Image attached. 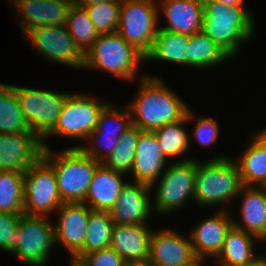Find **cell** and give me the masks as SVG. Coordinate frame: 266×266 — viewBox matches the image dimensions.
I'll list each match as a JSON object with an SVG mask.
<instances>
[{"label":"cell","mask_w":266,"mask_h":266,"mask_svg":"<svg viewBox=\"0 0 266 266\" xmlns=\"http://www.w3.org/2000/svg\"><path fill=\"white\" fill-rule=\"evenodd\" d=\"M140 81L138 94L128 108L132 125L153 132L185 117L189 107L160 78L145 76Z\"/></svg>","instance_id":"6da1fadb"},{"label":"cell","mask_w":266,"mask_h":266,"mask_svg":"<svg viewBox=\"0 0 266 266\" xmlns=\"http://www.w3.org/2000/svg\"><path fill=\"white\" fill-rule=\"evenodd\" d=\"M202 31L231 58L239 51L240 42L253 37L252 15L244 6H228L216 0H203Z\"/></svg>","instance_id":"7a4b0ae2"},{"label":"cell","mask_w":266,"mask_h":266,"mask_svg":"<svg viewBox=\"0 0 266 266\" xmlns=\"http://www.w3.org/2000/svg\"><path fill=\"white\" fill-rule=\"evenodd\" d=\"M53 168L63 203H83L96 169L101 165L81 148L72 147L59 155L45 148L42 156Z\"/></svg>","instance_id":"3957f363"},{"label":"cell","mask_w":266,"mask_h":266,"mask_svg":"<svg viewBox=\"0 0 266 266\" xmlns=\"http://www.w3.org/2000/svg\"><path fill=\"white\" fill-rule=\"evenodd\" d=\"M202 163L197 161L195 176L194 201L198 205L221 204L238 196L243 184L231 158L218 156Z\"/></svg>","instance_id":"277c9868"},{"label":"cell","mask_w":266,"mask_h":266,"mask_svg":"<svg viewBox=\"0 0 266 266\" xmlns=\"http://www.w3.org/2000/svg\"><path fill=\"white\" fill-rule=\"evenodd\" d=\"M142 61H145V57L117 32L99 34L85 53L83 68L102 70L132 82Z\"/></svg>","instance_id":"5b68a950"},{"label":"cell","mask_w":266,"mask_h":266,"mask_svg":"<svg viewBox=\"0 0 266 266\" xmlns=\"http://www.w3.org/2000/svg\"><path fill=\"white\" fill-rule=\"evenodd\" d=\"M156 4L154 0H121L117 33L144 57L159 30Z\"/></svg>","instance_id":"8992f818"},{"label":"cell","mask_w":266,"mask_h":266,"mask_svg":"<svg viewBox=\"0 0 266 266\" xmlns=\"http://www.w3.org/2000/svg\"><path fill=\"white\" fill-rule=\"evenodd\" d=\"M12 87L26 122L43 140L44 148H48L44 138L54 129L68 94L15 85Z\"/></svg>","instance_id":"52a82bcc"},{"label":"cell","mask_w":266,"mask_h":266,"mask_svg":"<svg viewBox=\"0 0 266 266\" xmlns=\"http://www.w3.org/2000/svg\"><path fill=\"white\" fill-rule=\"evenodd\" d=\"M55 244L54 225L46 216L21 214L11 253L26 264L43 266Z\"/></svg>","instance_id":"ba28073f"},{"label":"cell","mask_w":266,"mask_h":266,"mask_svg":"<svg viewBox=\"0 0 266 266\" xmlns=\"http://www.w3.org/2000/svg\"><path fill=\"white\" fill-rule=\"evenodd\" d=\"M62 204L55 172L41 157L24 173V214L46 216Z\"/></svg>","instance_id":"9c48e42d"},{"label":"cell","mask_w":266,"mask_h":266,"mask_svg":"<svg viewBox=\"0 0 266 266\" xmlns=\"http://www.w3.org/2000/svg\"><path fill=\"white\" fill-rule=\"evenodd\" d=\"M197 160L183 158L169 165L159 177L158 189L153 204V210L159 213H170L188 201L194 199L195 176Z\"/></svg>","instance_id":"30bf717a"},{"label":"cell","mask_w":266,"mask_h":266,"mask_svg":"<svg viewBox=\"0 0 266 266\" xmlns=\"http://www.w3.org/2000/svg\"><path fill=\"white\" fill-rule=\"evenodd\" d=\"M91 96L68 93L58 121L45 139L52 135H59L88 140L97 126L101 111L107 105Z\"/></svg>","instance_id":"8fae6325"},{"label":"cell","mask_w":266,"mask_h":266,"mask_svg":"<svg viewBox=\"0 0 266 266\" xmlns=\"http://www.w3.org/2000/svg\"><path fill=\"white\" fill-rule=\"evenodd\" d=\"M38 53L55 63L83 69L85 54L70 35L66 25L37 26L24 34Z\"/></svg>","instance_id":"7c38bea8"},{"label":"cell","mask_w":266,"mask_h":266,"mask_svg":"<svg viewBox=\"0 0 266 266\" xmlns=\"http://www.w3.org/2000/svg\"><path fill=\"white\" fill-rule=\"evenodd\" d=\"M43 140L33 131L0 134V171L25 173L42 156Z\"/></svg>","instance_id":"4fadbf2b"},{"label":"cell","mask_w":266,"mask_h":266,"mask_svg":"<svg viewBox=\"0 0 266 266\" xmlns=\"http://www.w3.org/2000/svg\"><path fill=\"white\" fill-rule=\"evenodd\" d=\"M58 209L60 216L54 225L55 242L68 248L72 259L79 260L83 256L87 224L92 209L85 203H63Z\"/></svg>","instance_id":"5bb4252c"},{"label":"cell","mask_w":266,"mask_h":266,"mask_svg":"<svg viewBox=\"0 0 266 266\" xmlns=\"http://www.w3.org/2000/svg\"><path fill=\"white\" fill-rule=\"evenodd\" d=\"M151 186L145 183L127 182L119 198L109 211L114 225L145 224L153 209L148 193Z\"/></svg>","instance_id":"9a60e30c"},{"label":"cell","mask_w":266,"mask_h":266,"mask_svg":"<svg viewBox=\"0 0 266 266\" xmlns=\"http://www.w3.org/2000/svg\"><path fill=\"white\" fill-rule=\"evenodd\" d=\"M196 259L191 239L170 229L153 232L149 260L154 266H184Z\"/></svg>","instance_id":"2e32d148"},{"label":"cell","mask_w":266,"mask_h":266,"mask_svg":"<svg viewBox=\"0 0 266 266\" xmlns=\"http://www.w3.org/2000/svg\"><path fill=\"white\" fill-rule=\"evenodd\" d=\"M22 31L37 26L66 25L73 0H12Z\"/></svg>","instance_id":"e0dca14e"},{"label":"cell","mask_w":266,"mask_h":266,"mask_svg":"<svg viewBox=\"0 0 266 266\" xmlns=\"http://www.w3.org/2000/svg\"><path fill=\"white\" fill-rule=\"evenodd\" d=\"M228 214V211H218L191 230L189 238L196 258H216L221 252L226 233L233 225V219Z\"/></svg>","instance_id":"ac0fdd59"},{"label":"cell","mask_w":266,"mask_h":266,"mask_svg":"<svg viewBox=\"0 0 266 266\" xmlns=\"http://www.w3.org/2000/svg\"><path fill=\"white\" fill-rule=\"evenodd\" d=\"M165 166L166 158L155 133L142 131L137 142L136 155L131 169L134 182L145 183L153 188L154 183H157V179L165 172Z\"/></svg>","instance_id":"d6986e66"},{"label":"cell","mask_w":266,"mask_h":266,"mask_svg":"<svg viewBox=\"0 0 266 266\" xmlns=\"http://www.w3.org/2000/svg\"><path fill=\"white\" fill-rule=\"evenodd\" d=\"M152 233L148 225H114L110 247L126 263L146 261L150 257V238Z\"/></svg>","instance_id":"ffe728a7"},{"label":"cell","mask_w":266,"mask_h":266,"mask_svg":"<svg viewBox=\"0 0 266 266\" xmlns=\"http://www.w3.org/2000/svg\"><path fill=\"white\" fill-rule=\"evenodd\" d=\"M158 2L167 19V25L159 29L189 36L201 31L203 0H158Z\"/></svg>","instance_id":"44dd1931"},{"label":"cell","mask_w":266,"mask_h":266,"mask_svg":"<svg viewBox=\"0 0 266 266\" xmlns=\"http://www.w3.org/2000/svg\"><path fill=\"white\" fill-rule=\"evenodd\" d=\"M124 174L101 164L95 171L83 203L92 210L109 212L120 196Z\"/></svg>","instance_id":"7402d4cb"},{"label":"cell","mask_w":266,"mask_h":266,"mask_svg":"<svg viewBox=\"0 0 266 266\" xmlns=\"http://www.w3.org/2000/svg\"><path fill=\"white\" fill-rule=\"evenodd\" d=\"M238 195L241 197L244 195L240 210L242 222L240 224L239 220L236 222L233 219V226L265 241L266 187L243 186Z\"/></svg>","instance_id":"603a6c76"},{"label":"cell","mask_w":266,"mask_h":266,"mask_svg":"<svg viewBox=\"0 0 266 266\" xmlns=\"http://www.w3.org/2000/svg\"><path fill=\"white\" fill-rule=\"evenodd\" d=\"M253 234L244 232L233 225L226 233L223 248L216 257L220 266H255L264 257L254 254Z\"/></svg>","instance_id":"cb8c5ba5"},{"label":"cell","mask_w":266,"mask_h":266,"mask_svg":"<svg viewBox=\"0 0 266 266\" xmlns=\"http://www.w3.org/2000/svg\"><path fill=\"white\" fill-rule=\"evenodd\" d=\"M239 161H235L243 186L266 187V128L259 131Z\"/></svg>","instance_id":"d4e9b609"},{"label":"cell","mask_w":266,"mask_h":266,"mask_svg":"<svg viewBox=\"0 0 266 266\" xmlns=\"http://www.w3.org/2000/svg\"><path fill=\"white\" fill-rule=\"evenodd\" d=\"M189 35L159 29L145 61L162 60L177 64H187Z\"/></svg>","instance_id":"484cf974"},{"label":"cell","mask_w":266,"mask_h":266,"mask_svg":"<svg viewBox=\"0 0 266 266\" xmlns=\"http://www.w3.org/2000/svg\"><path fill=\"white\" fill-rule=\"evenodd\" d=\"M231 57L202 30L189 36L187 65L198 69L216 66Z\"/></svg>","instance_id":"4316f807"},{"label":"cell","mask_w":266,"mask_h":266,"mask_svg":"<svg viewBox=\"0 0 266 266\" xmlns=\"http://www.w3.org/2000/svg\"><path fill=\"white\" fill-rule=\"evenodd\" d=\"M29 132L32 129L20 109L14 88L0 83V134Z\"/></svg>","instance_id":"83f0119b"},{"label":"cell","mask_w":266,"mask_h":266,"mask_svg":"<svg viewBox=\"0 0 266 266\" xmlns=\"http://www.w3.org/2000/svg\"><path fill=\"white\" fill-rule=\"evenodd\" d=\"M192 112L188 108L185 117L175 123H170L162 126L161 128L153 131L156 135L158 144L166 159L169 157L184 155L189 150V135L183 128L189 120H192ZM168 157V158H167Z\"/></svg>","instance_id":"f1b7e54d"},{"label":"cell","mask_w":266,"mask_h":266,"mask_svg":"<svg viewBox=\"0 0 266 266\" xmlns=\"http://www.w3.org/2000/svg\"><path fill=\"white\" fill-rule=\"evenodd\" d=\"M0 212L24 214V173L0 171Z\"/></svg>","instance_id":"f546056e"},{"label":"cell","mask_w":266,"mask_h":266,"mask_svg":"<svg viewBox=\"0 0 266 266\" xmlns=\"http://www.w3.org/2000/svg\"><path fill=\"white\" fill-rule=\"evenodd\" d=\"M113 227L114 224L109 212L91 210L83 255L110 247Z\"/></svg>","instance_id":"4dcf8cb0"},{"label":"cell","mask_w":266,"mask_h":266,"mask_svg":"<svg viewBox=\"0 0 266 266\" xmlns=\"http://www.w3.org/2000/svg\"><path fill=\"white\" fill-rule=\"evenodd\" d=\"M142 132L137 126L132 125L120 137L113 153L102 163L106 168L127 174L131 172L137 142Z\"/></svg>","instance_id":"1f68e13d"},{"label":"cell","mask_w":266,"mask_h":266,"mask_svg":"<svg viewBox=\"0 0 266 266\" xmlns=\"http://www.w3.org/2000/svg\"><path fill=\"white\" fill-rule=\"evenodd\" d=\"M66 27L84 54L92 47L99 36L86 9L75 3H72L69 8Z\"/></svg>","instance_id":"d6a6232c"},{"label":"cell","mask_w":266,"mask_h":266,"mask_svg":"<svg viewBox=\"0 0 266 266\" xmlns=\"http://www.w3.org/2000/svg\"><path fill=\"white\" fill-rule=\"evenodd\" d=\"M111 124L114 126H112V129L110 128ZM131 126L132 120L128 108L123 111L115 110L111 104H107L101 111L97 126L91 132L90 136H108L120 138L121 135Z\"/></svg>","instance_id":"836d02e7"},{"label":"cell","mask_w":266,"mask_h":266,"mask_svg":"<svg viewBox=\"0 0 266 266\" xmlns=\"http://www.w3.org/2000/svg\"><path fill=\"white\" fill-rule=\"evenodd\" d=\"M121 1H105L84 7L99 34L116 33Z\"/></svg>","instance_id":"e575fe53"},{"label":"cell","mask_w":266,"mask_h":266,"mask_svg":"<svg viewBox=\"0 0 266 266\" xmlns=\"http://www.w3.org/2000/svg\"><path fill=\"white\" fill-rule=\"evenodd\" d=\"M88 139L93 140L91 146L79 145L77 148H81L88 156L101 164L113 153L120 140V138L108 136H89Z\"/></svg>","instance_id":"d590c367"},{"label":"cell","mask_w":266,"mask_h":266,"mask_svg":"<svg viewBox=\"0 0 266 266\" xmlns=\"http://www.w3.org/2000/svg\"><path fill=\"white\" fill-rule=\"evenodd\" d=\"M21 214L0 212V249L10 252L15 248L16 230Z\"/></svg>","instance_id":"8d00e7d4"},{"label":"cell","mask_w":266,"mask_h":266,"mask_svg":"<svg viewBox=\"0 0 266 266\" xmlns=\"http://www.w3.org/2000/svg\"><path fill=\"white\" fill-rule=\"evenodd\" d=\"M78 261L84 266H126L125 260L111 247L84 254Z\"/></svg>","instance_id":"74e56055"},{"label":"cell","mask_w":266,"mask_h":266,"mask_svg":"<svg viewBox=\"0 0 266 266\" xmlns=\"http://www.w3.org/2000/svg\"><path fill=\"white\" fill-rule=\"evenodd\" d=\"M193 131L200 144L209 146L215 143L219 137L218 120L210 117H199Z\"/></svg>","instance_id":"f35d334b"},{"label":"cell","mask_w":266,"mask_h":266,"mask_svg":"<svg viewBox=\"0 0 266 266\" xmlns=\"http://www.w3.org/2000/svg\"><path fill=\"white\" fill-rule=\"evenodd\" d=\"M105 1H121V0H73V3L81 7H86V6L95 5L101 2H105Z\"/></svg>","instance_id":"ab89813d"},{"label":"cell","mask_w":266,"mask_h":266,"mask_svg":"<svg viewBox=\"0 0 266 266\" xmlns=\"http://www.w3.org/2000/svg\"><path fill=\"white\" fill-rule=\"evenodd\" d=\"M228 6H244L245 0H216Z\"/></svg>","instance_id":"60d3db41"},{"label":"cell","mask_w":266,"mask_h":266,"mask_svg":"<svg viewBox=\"0 0 266 266\" xmlns=\"http://www.w3.org/2000/svg\"><path fill=\"white\" fill-rule=\"evenodd\" d=\"M126 266H154L150 260L126 263Z\"/></svg>","instance_id":"b9f144b4"},{"label":"cell","mask_w":266,"mask_h":266,"mask_svg":"<svg viewBox=\"0 0 266 266\" xmlns=\"http://www.w3.org/2000/svg\"><path fill=\"white\" fill-rule=\"evenodd\" d=\"M203 258H196L195 260H193L191 263L184 265V266H202V262H203Z\"/></svg>","instance_id":"7bdbcfd3"},{"label":"cell","mask_w":266,"mask_h":266,"mask_svg":"<svg viewBox=\"0 0 266 266\" xmlns=\"http://www.w3.org/2000/svg\"><path fill=\"white\" fill-rule=\"evenodd\" d=\"M71 266H84L80 261L76 259L71 260Z\"/></svg>","instance_id":"ee69618b"},{"label":"cell","mask_w":266,"mask_h":266,"mask_svg":"<svg viewBox=\"0 0 266 266\" xmlns=\"http://www.w3.org/2000/svg\"><path fill=\"white\" fill-rule=\"evenodd\" d=\"M255 266H266V257L259 261Z\"/></svg>","instance_id":"f6af8a7d"}]
</instances>
